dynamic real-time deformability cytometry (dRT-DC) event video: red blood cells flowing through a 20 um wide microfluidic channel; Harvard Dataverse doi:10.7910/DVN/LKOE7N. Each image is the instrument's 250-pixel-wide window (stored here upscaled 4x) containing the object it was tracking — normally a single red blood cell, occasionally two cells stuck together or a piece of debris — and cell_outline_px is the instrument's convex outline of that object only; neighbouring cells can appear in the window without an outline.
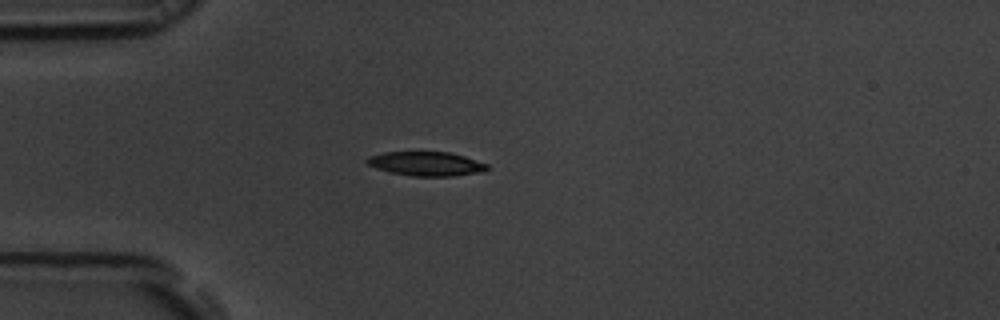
{"species": "common noctule bat (a hibernating species)", "species_latin": "Nyctalus noctula", "temperature_condition": "room temperature", "stored_images_in_passage": 50, "camera_frame_rate_fps": 3000, "um_per_image_px": 0.085, "animal": {"sex": "male", "body_mass_g": 19.5, "forearm_length_mm": 54.6}, "frame": {"image": 1, "passage_image": 13, "time_ms": 4.0, "image_size_px": [1000, 320], "cell_outline_px": [[488, 168], [484, 172], [452, 176], [412, 176], [388, 172], [376, 168], [368, 164], [364, 160], [368, 156], [384, 152], [448, 152], [464, 156], [488, 164]], "centroid_in_image_um": [36.21, 13.92], "position_along_channel_um": 48.8, "area_um2": 16.99}}
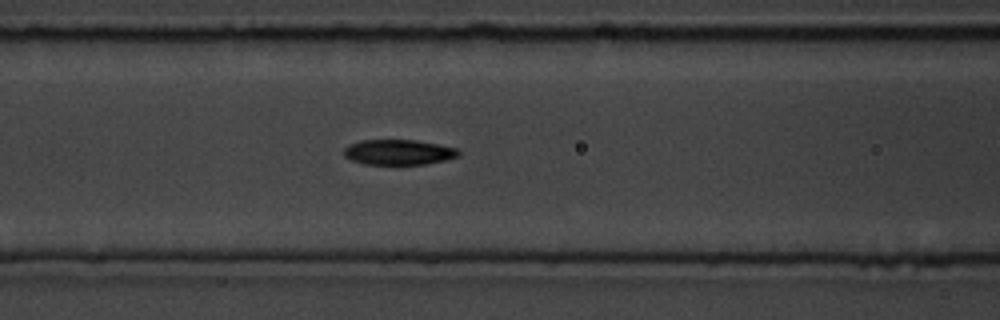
{"frame": {"image": 2, "passage_image": 21, "time_ms": 6.667, "image_size_px": [1000, 320], "cell_outline_px": [[460, 156], [428, 164], [364, 164], [352, 160], [344, 156], [344, 148], [348, 144], [360, 140], [416, 140], [456, 148], [460, 152]], "centroid_in_image_um": [33.86, 12.93], "position_along_channel_um": 132.7, "area_um2": 16.88}}
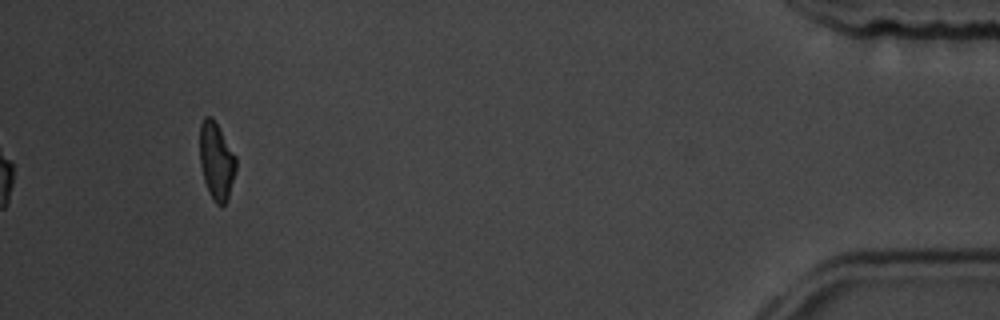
{"frame": {"image": 3, "passage_image": 50, "time_ms": 16.333, "image_size_px": [1000, 320], "cell_outline_px": [[236, 168], [228, 196], [224, 204], [216, 204], [212, 200], [204, 180], [200, 164], [200, 124], [204, 116], [212, 116], [236, 156]], "centroid_in_image_um": [18.38, 13.65], "position_along_channel_um": 416.8, "area_um2": 16.13}, "authors_computed_cell_mechanics": {"area_um2": 16.8776, "velocity_mm_per_s": 3.6695, "shape_relaxation_time_tau1_ms": 2.6977, "shape_relaxation_time_tau2_ms": 4.3341, "deformation_change_tau1": 0.1322, "deformation_change_tau2": 0.0868}}